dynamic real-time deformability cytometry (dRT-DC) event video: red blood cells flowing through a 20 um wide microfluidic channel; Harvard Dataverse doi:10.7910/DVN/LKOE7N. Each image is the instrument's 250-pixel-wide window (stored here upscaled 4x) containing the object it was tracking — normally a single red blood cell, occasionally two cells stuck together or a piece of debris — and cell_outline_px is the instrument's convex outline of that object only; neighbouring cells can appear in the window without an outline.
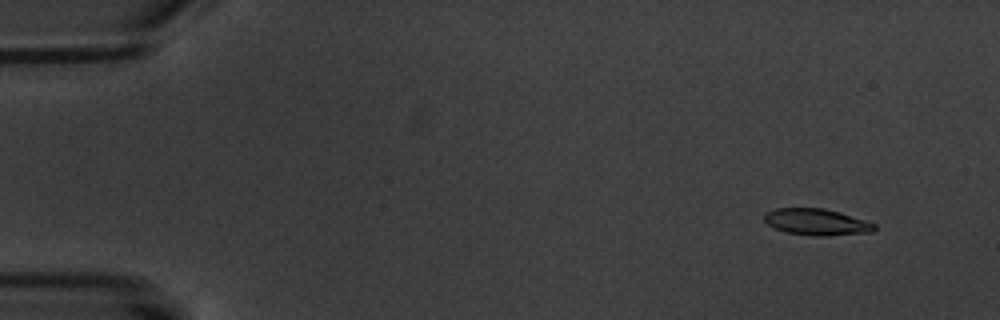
{"species": "common noctule bat (a hibernating species)", "species_latin": "Nyctalus noctula", "temperature_condition": "warm", "stored_images_in_passage": 7, "camera_frame_rate_fps": 3000, "um_per_image_px": 0.085, "animal": {"sex": "male", "body_mass_g": 20.1, "forearm_length_mm": 53.5}, "frame": {"image": 1, "passage_image": 2, "time_ms": 1.333, "image_size_px": [1000, 320], "cell_outline_px": [[876, 228], [872, 232], [824, 236], [812, 236], [784, 232], [768, 224], [764, 220], [764, 212], [776, 208], [824, 208], [840, 212], [876, 224]], "centroid_in_image_um": [69.39, 18.87], "position_along_channel_um": 15.6, "area_um2": 17.05}}
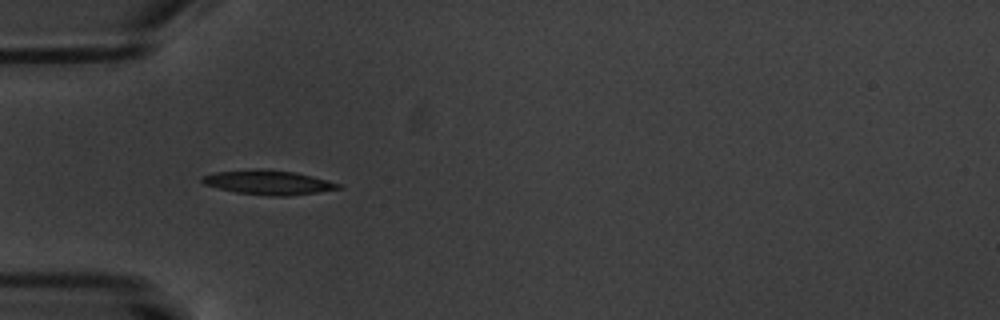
{"frame": {"image": 2, "passage_image": 6, "time_ms": 6.0, "image_size_px": [1000, 320], "cell_outline_px": [[344, 188], [288, 196], [272, 196], [236, 192], [204, 184], [200, 180], [200, 176], [216, 172], [256, 168], [268, 168], [296, 172], [344, 184]], "centroid_in_image_um": [22.84, 15.49], "position_along_channel_um": 62.2, "area_um2": 19.59}}